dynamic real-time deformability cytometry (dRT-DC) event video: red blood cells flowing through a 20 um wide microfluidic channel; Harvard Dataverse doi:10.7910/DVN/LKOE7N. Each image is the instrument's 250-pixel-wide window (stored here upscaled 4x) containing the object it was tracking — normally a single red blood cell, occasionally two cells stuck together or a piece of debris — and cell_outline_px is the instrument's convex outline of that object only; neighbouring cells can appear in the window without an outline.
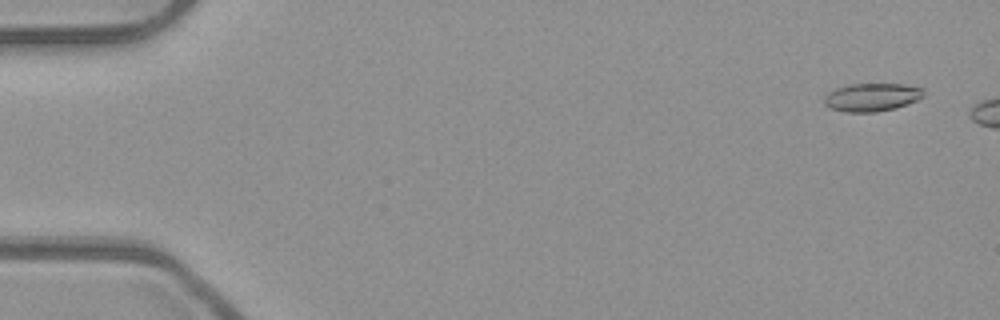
{"species": "common noctule bat (a hibernating species)", "species_latin": "Nyctalus noctula", "temperature_condition": "room temperature", "stored_images_in_passage": 7, "camera_frame_rate_fps": 3000, "um_per_image_px": 0.085, "animal": {"sex": "male", "body_mass_g": 23.1, "forearm_length_mm": 52.7}, "frame": {"image": 1, "passage_image": 3, "time_ms": 0.667, "image_size_px": [1000, 320], "cell_outline_px": [[924, 96], [916, 100], [896, 108], [876, 112], [848, 112], [832, 108], [824, 104], [824, 96], [828, 92], [836, 88], [848, 84], [904, 84], [924, 88]], "centroid_in_image_um": [74.11, 8.25], "position_along_channel_um": 10.9, "area_um2": 16.3}}